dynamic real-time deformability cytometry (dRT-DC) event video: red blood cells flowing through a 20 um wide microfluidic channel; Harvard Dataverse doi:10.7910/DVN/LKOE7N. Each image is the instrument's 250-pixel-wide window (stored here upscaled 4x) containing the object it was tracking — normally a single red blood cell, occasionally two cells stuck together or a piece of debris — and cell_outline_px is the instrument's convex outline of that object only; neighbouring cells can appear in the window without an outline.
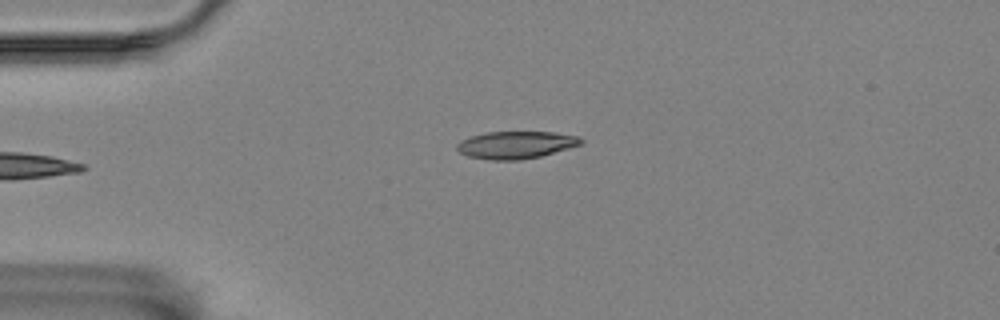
{"species": "Egyptian fruit bat (a non-hibernating species)", "species_latin": "Rousettus aegyptiacus", "temperature_condition": "room temperature", "stored_images_in_passage": 5, "camera_frame_rate_fps": 3000, "um_per_image_px": 0.085, "animal": {"sex": "female"}, "frame": {"image": 1, "passage_image": 5, "time_ms": 4.667, "image_size_px": [1000, 320], "cell_outline_px": [[584, 144], [540, 156], [520, 160], [492, 160], [468, 156], [460, 152], [456, 148], [456, 144], [460, 140], [484, 132], [552, 132], [576, 136], [584, 140]], "centroid_in_image_um": [43.85, 12.31], "position_along_channel_um": 41.2, "area_um2": 19.77}}